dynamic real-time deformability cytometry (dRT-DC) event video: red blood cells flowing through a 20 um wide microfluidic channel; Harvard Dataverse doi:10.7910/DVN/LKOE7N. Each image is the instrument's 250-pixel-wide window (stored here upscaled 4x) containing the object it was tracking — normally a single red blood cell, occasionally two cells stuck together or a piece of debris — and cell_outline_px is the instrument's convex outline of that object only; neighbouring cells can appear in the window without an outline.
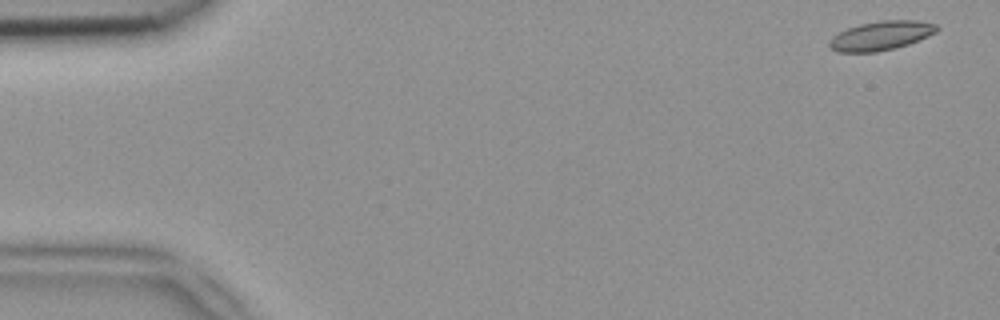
{"species": "common noctule bat (a hibernating species)", "species_latin": "Nyctalus noctula", "temperature_condition": "room temperature", "stored_images_in_passage": 51, "camera_frame_rate_fps": 3000, "um_per_image_px": 0.085, "animal": {"sex": "female", "body_mass_g": 18.4}, "frame": {"image": 1, "passage_image": 1, "time_ms": 0.0, "image_size_px": [1000, 320], "cell_outline_px": [[940, 28], [936, 32], [920, 40], [896, 48], [876, 52], [836, 52], [828, 44], [828, 40], [832, 36], [848, 28], [860, 24], [880, 20], [916, 20], [936, 24]], "centroid_in_image_um": [74.89, 3.03], "position_along_channel_um": 10.1, "area_um2": 18.32}}
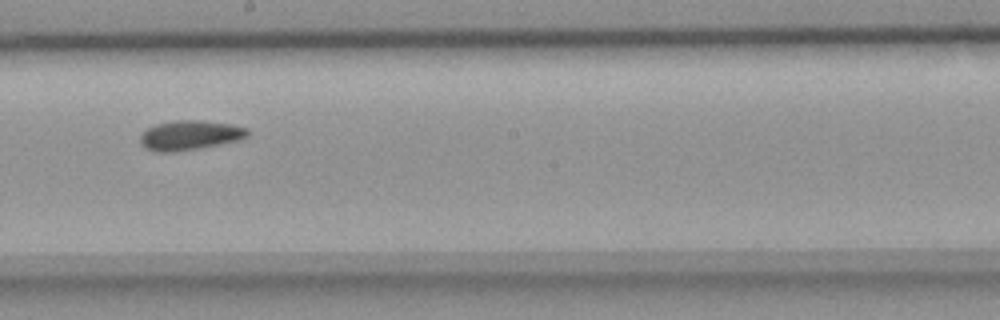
{"frame": {"image": 2, "passage_image": 28, "time_ms": 9.0, "image_size_px": [1000, 320], "cell_outline_px": [[248, 136], [240, 140], [200, 148], [172, 152], [156, 152], [144, 148], [140, 144], [140, 136], [148, 128], [156, 124], [176, 120], [200, 120], [228, 124], [248, 128]], "centroid_in_image_um": [16.12, 11.5], "position_along_channel_um": 232.1, "area_um2": 18.5}}
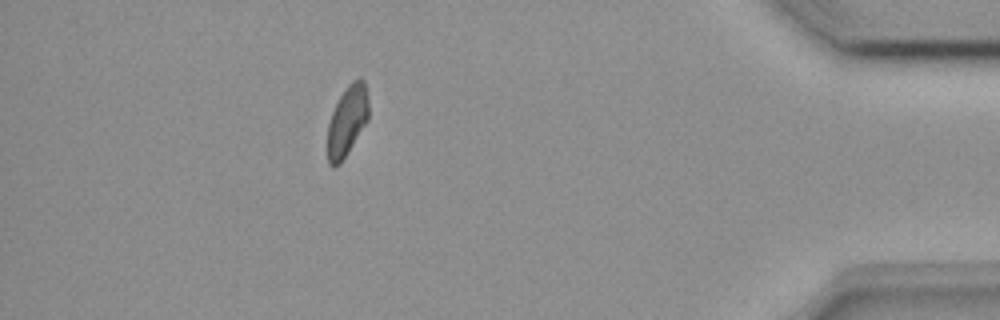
{"frame": {"image": 3, "passage_image": 45, "time_ms": 14.667, "image_size_px": [1000, 320], "cell_outline_px": [[368, 120], [348, 152], [340, 164], [332, 168], [328, 164], [328, 124], [332, 112], [340, 96], [348, 84], [352, 80], [360, 76], [364, 80], [368, 100]], "centroid_in_image_um": [29.51, 10.27], "position_along_channel_um": 405.7, "area_um2": 16.82}, "authors_computed_cell_mechanics": {"area_um2": 17.918, "velocity_mm_per_s": 3.9273, "shape_relaxation_time_tau1_ms": null, "shape_relaxation_time_tau2_ms": 5.685, "deformation_change_tau1": null, "deformation_change_tau2": 0.1076}}